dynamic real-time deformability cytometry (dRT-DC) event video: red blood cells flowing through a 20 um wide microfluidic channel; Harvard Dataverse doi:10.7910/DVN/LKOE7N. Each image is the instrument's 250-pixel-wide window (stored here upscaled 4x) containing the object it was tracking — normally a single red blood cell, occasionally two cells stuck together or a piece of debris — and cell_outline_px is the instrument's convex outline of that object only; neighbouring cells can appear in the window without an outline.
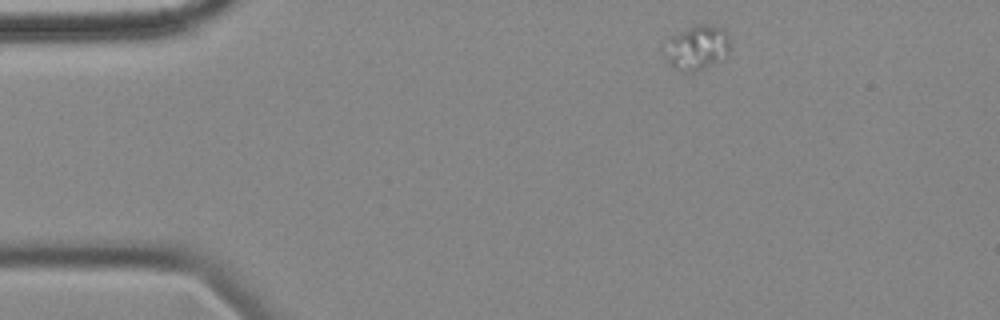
{"species": "common noctule bat (a hibernating species)", "species_latin": "Nyctalus noctula", "temperature_condition": "cold", "stored_images_in_passage": 4, "camera_frame_rate_fps": 3000, "um_per_image_px": 0.085, "animal": {"sex": "female", "body_mass_g": 18.4}, "frame": {"image": 1, "passage_image": 1, "time_ms": 0.0, "image_size_px": [1000, 320], "cell_outline_px": [[728, 52], [704, 68], [692, 72], [688, 72], [672, 68], [668, 64], [664, 56], [664, 52], [672, 36], [696, 24], [712, 24], [724, 28], [728, 32]], "centroid_in_image_um": [59.22, 4.03], "position_along_channel_um": 25.8, "area_um2": 16.65}}
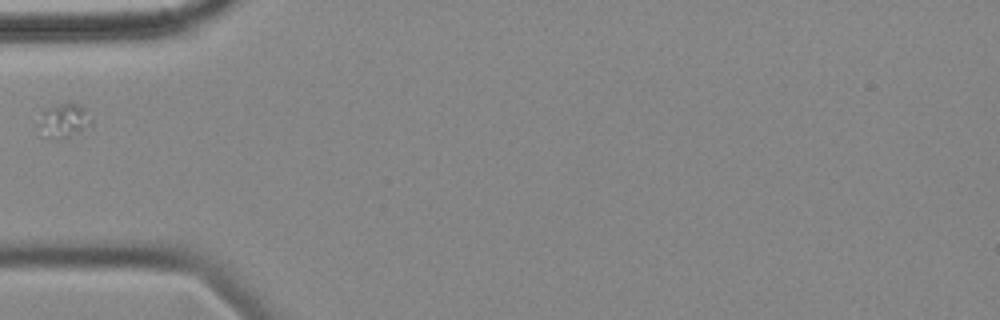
{"frame": {"image": 2, "passage_image": 4, "time_ms": 3.333, "image_size_px": [1000, 320], "cell_outline_px": [[92, 128], [60, 140], [56, 140], [40, 136], [36, 128], [36, 124], [44, 108], [60, 104], [76, 104], [84, 108], [92, 116]], "centroid_in_image_um": [5.39, 10.32], "position_along_channel_um": 79.6, "area_um2": 11.21}}